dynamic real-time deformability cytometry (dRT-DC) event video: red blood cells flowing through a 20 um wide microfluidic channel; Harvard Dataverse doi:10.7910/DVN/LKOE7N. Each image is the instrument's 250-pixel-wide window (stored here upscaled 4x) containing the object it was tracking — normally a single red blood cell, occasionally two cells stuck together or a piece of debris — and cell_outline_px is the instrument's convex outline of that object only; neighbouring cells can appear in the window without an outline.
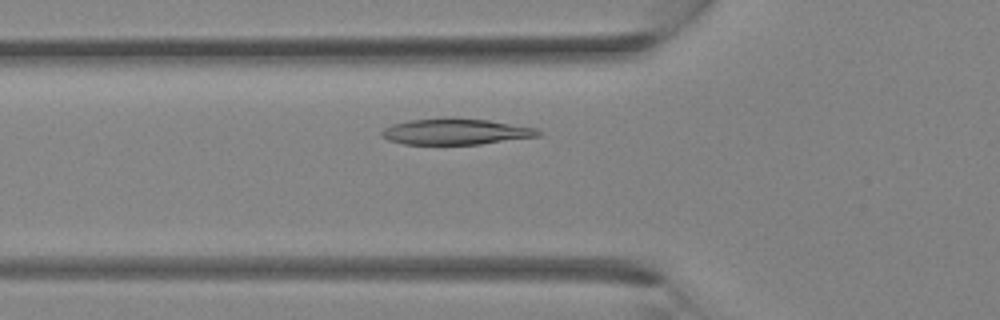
{"species": "Egyptian fruit bat (a non-hibernating species)", "species_latin": "Rousettus aegyptiacus", "temperature_condition": "room temperature", "stored_images_in_passage": 27, "camera_frame_rate_fps": 3000, "um_per_image_px": 0.085, "animal": {"sex": "female"}, "frame": {"image": 1, "passage_image": 5, "time_ms": 1.333, "image_size_px": [1000, 320], "cell_outline_px": [[544, 132], [540, 136], [480, 144], [404, 144], [388, 140], [380, 136], [380, 132], [384, 128], [392, 124], [408, 120], [444, 116], [452, 116], [488, 120], [536, 128]], "centroid_in_image_um": [38.71, 11.16], "position_along_channel_um": 87.1, "area_um2": 24.28}}
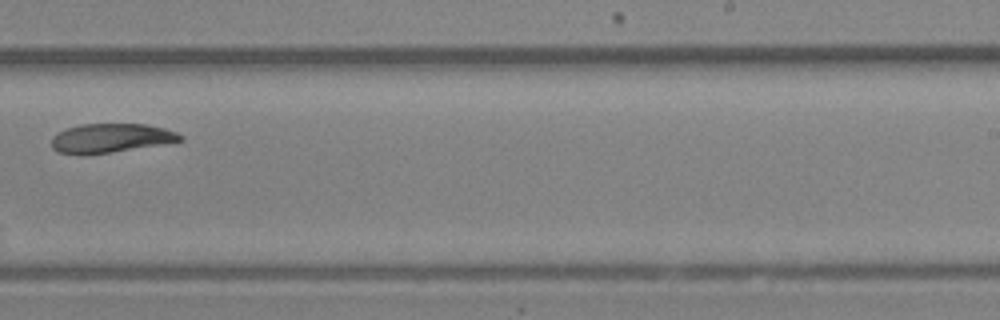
{"frame": {"image": 2, "passage_image": 15, "time_ms": 4.667, "image_size_px": [1000, 320], "cell_outline_px": [[184, 140], [108, 152], [60, 152], [52, 148], [52, 136], [56, 132], [80, 124], [144, 124], [164, 128], [176, 132], [184, 136]], "centroid_in_image_um": [9.44, 11.69], "position_along_channel_um": 279.6, "area_um2": 20.92}}
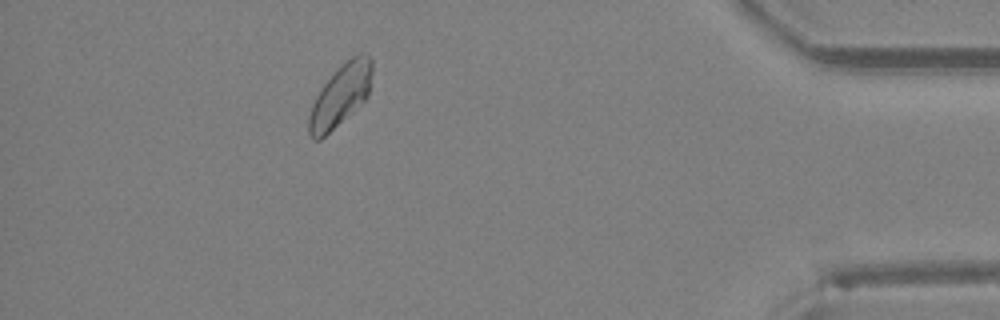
{"frame": {"image": 3, "passage_image": 24, "time_ms": 7.667, "image_size_px": [1000, 320], "cell_outline_px": [[372, 72], [368, 96], [364, 100], [320, 140], [312, 140], [308, 132], [308, 116], [312, 104], [320, 88], [352, 56], [360, 52], [372, 56]], "centroid_in_image_um": [28.93, 8.11], "position_along_channel_um": 406.3, "area_um2": 22.25}}